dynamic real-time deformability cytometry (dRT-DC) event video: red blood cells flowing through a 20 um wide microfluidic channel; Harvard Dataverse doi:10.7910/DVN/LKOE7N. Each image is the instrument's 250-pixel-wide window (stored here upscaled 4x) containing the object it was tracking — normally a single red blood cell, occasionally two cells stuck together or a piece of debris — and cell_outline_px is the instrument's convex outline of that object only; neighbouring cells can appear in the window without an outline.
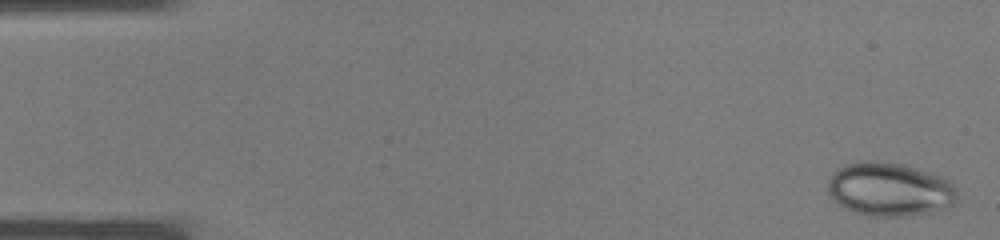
{"species": "common noctule bat (a hibernating species)", "species_latin": "Nyctalus noctula", "temperature_condition": "warm", "stored_images_in_passage": 38, "segment_of_instrument_passage": [1, 2], "camera_frame_rate_fps": 3000, "um_per_image_px": 0.085, "animal": {"sex": "male", "body_mass_g": 19.0, "forearm_length_mm": 50.8}, "frame": {"image": 1, "passage_image": 1, "time_ms": 0.0, "image_size_px": [1000, 240], "cell_outline_px": [[956, 200], [952, 204], [928, 212], [904, 216], [868, 216], [856, 212], [832, 200], [828, 192], [828, 180], [832, 172], [836, 168], [848, 164], [868, 160], [876, 160], [904, 164], [940, 176], [948, 180], [956, 188]], "centroid_in_image_um": [75.57, 16.07], "position_along_channel_um": 9.4, "area_um2": 40.17}}
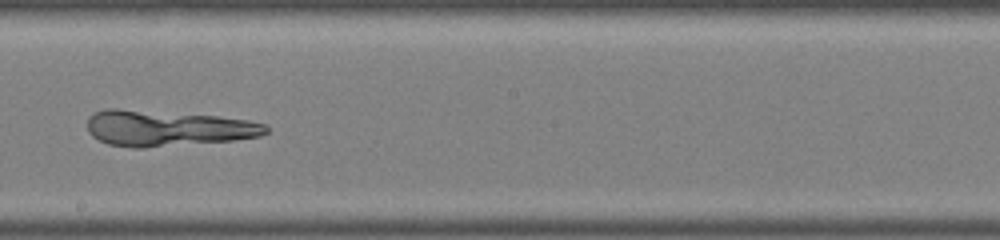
{"frame": {"image": 2, "passage_image": 21, "time_ms": 6.667, "image_size_px": [1000, 240], "cell_outline_px": [[268, 132], [260, 136], [232, 140], [140, 148], [132, 148], [108, 144], [92, 136], [88, 132], [88, 116], [96, 112], [108, 108], [116, 108], [216, 116], [248, 120], [264, 124], [268, 128]], "centroid_in_image_um": [14.19, 10.9], "position_along_channel_um": 234.0, "area_um2": 36.99}}
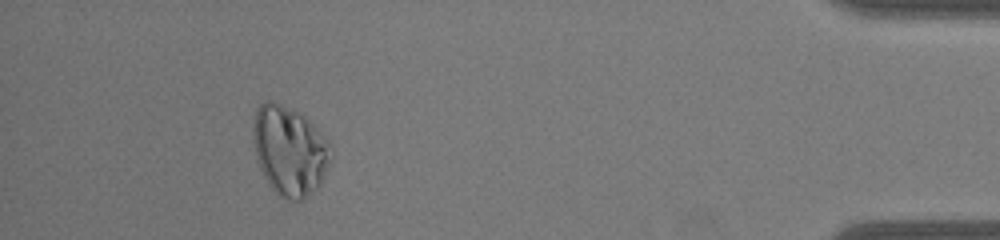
{"frame": {"image": 3, "passage_image": 34, "time_ms": 11.0, "image_size_px": [1000, 240], "cell_outline_px": [[332, 160], [320, 184], [304, 200], [284, 200], [272, 188], [264, 176], [260, 168], [256, 156], [252, 140], [252, 120], [256, 108], [264, 100], [272, 100], [300, 112], [316, 124], [328, 140]], "centroid_in_image_um": [24.61, 12.76], "position_along_channel_um": 410.6, "area_um2": 41.33}}